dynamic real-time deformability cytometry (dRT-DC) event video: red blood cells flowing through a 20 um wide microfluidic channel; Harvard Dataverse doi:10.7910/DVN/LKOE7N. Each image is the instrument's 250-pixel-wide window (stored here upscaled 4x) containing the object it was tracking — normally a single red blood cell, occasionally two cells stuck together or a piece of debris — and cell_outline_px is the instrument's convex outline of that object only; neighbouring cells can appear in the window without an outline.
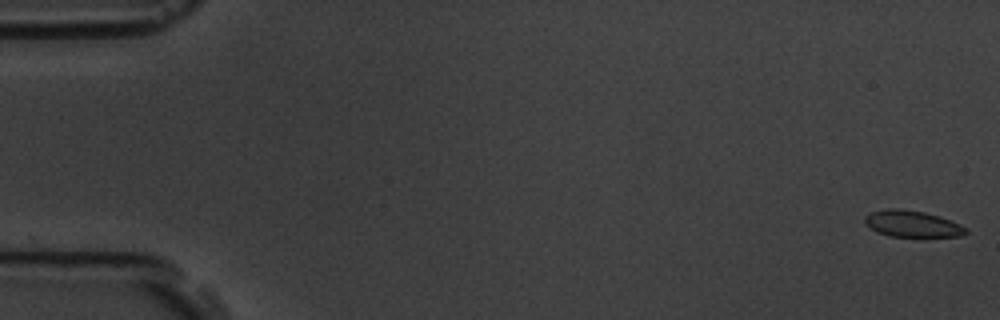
{"species": "common noctule bat (a hibernating species)", "species_latin": "Nyctalus noctula", "temperature_condition": "room temperature", "stored_images_in_passage": 9, "camera_frame_rate_fps": 3000, "um_per_image_px": 0.085, "animal": {"sex": "male", "body_mass_g": 19.5, "forearm_length_mm": 54.6}, "frame": {"image": 1, "passage_image": 1, "time_ms": 0.0, "image_size_px": [1000, 320], "cell_outline_px": [[968, 232], [964, 236], [888, 236], [876, 232], [864, 224], [864, 216], [872, 212], [888, 208], [900, 208], [924, 212], [940, 216], [960, 224], [968, 228]], "centroid_in_image_um": [77.53, 19.02], "position_along_channel_um": 7.5, "area_um2": 15.72}}
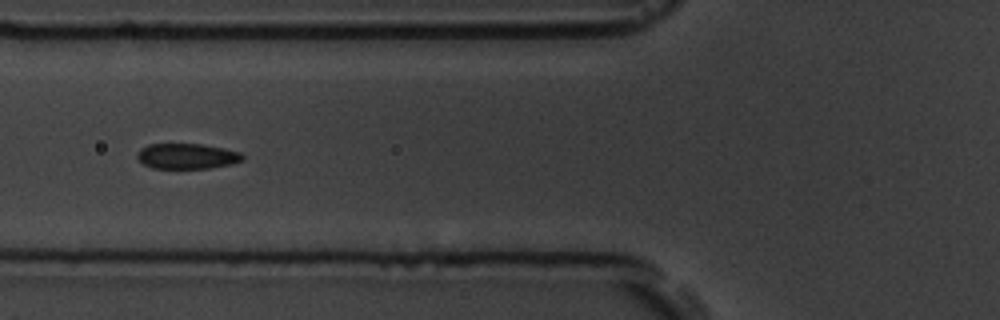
{"frame": {"image": 2, "passage_image": 7, "time_ms": 7.0, "image_size_px": [1000, 320], "cell_outline_px": [[244, 160], [232, 164], [208, 168], [152, 168], [144, 164], [136, 156], [136, 152], [140, 148], [148, 144], [204, 144], [224, 148], [240, 152], [244, 156]], "centroid_in_image_um": [15.9, 13.27], "position_along_channel_um": 109.9, "area_um2": 15.72}}
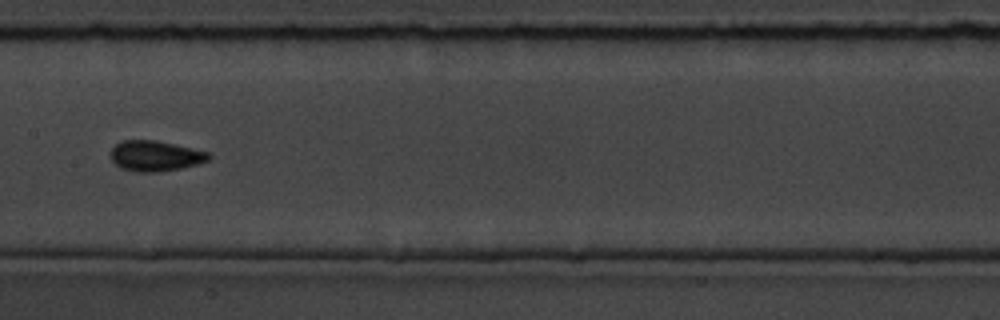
{"frame": {"image": 3, "passage_image": 9, "time_ms": 9.333, "image_size_px": [1000, 320], "cell_outline_px": [[212, 156], [208, 160], [196, 164], [180, 168], [156, 172], [136, 172], [120, 168], [112, 160], [112, 148], [116, 144], [124, 140], [156, 140], [192, 148], [208, 152]], "centroid_in_image_um": [13.2, 13.25], "position_along_channel_um": 194.2, "area_um2": 17.22}}